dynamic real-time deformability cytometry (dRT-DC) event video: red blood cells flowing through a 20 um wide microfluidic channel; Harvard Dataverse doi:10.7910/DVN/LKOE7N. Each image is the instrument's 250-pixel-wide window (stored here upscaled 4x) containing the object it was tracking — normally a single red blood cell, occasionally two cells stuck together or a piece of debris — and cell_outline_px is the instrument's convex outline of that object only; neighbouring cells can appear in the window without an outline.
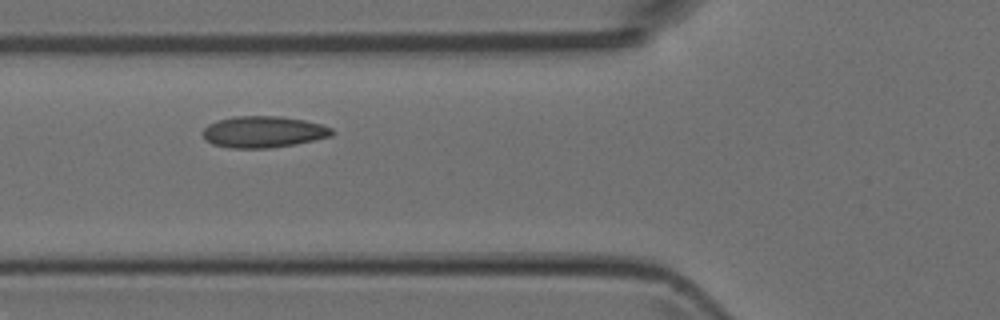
{"species": "Egyptian fruit bat (a non-hibernating species)", "species_latin": "Rousettus aegyptiacus", "temperature_condition": "room temperature", "stored_images_in_passage": 5, "camera_frame_rate_fps": 3000, "um_per_image_px": 0.085, "animal": {"sex": "female"}, "frame": {"image": 1, "passage_image": 4, "time_ms": 4.0, "image_size_px": [1000, 320], "cell_outline_px": [[336, 132], [332, 136], [316, 140], [296, 144], [268, 148], [232, 148], [212, 144], [204, 140], [200, 132], [208, 124], [220, 120], [236, 116], [280, 116], [304, 120], [320, 124], [332, 128]], "centroid_in_image_um": [22.39, 11.21], "position_along_channel_um": 103.4, "area_um2": 23.87}}
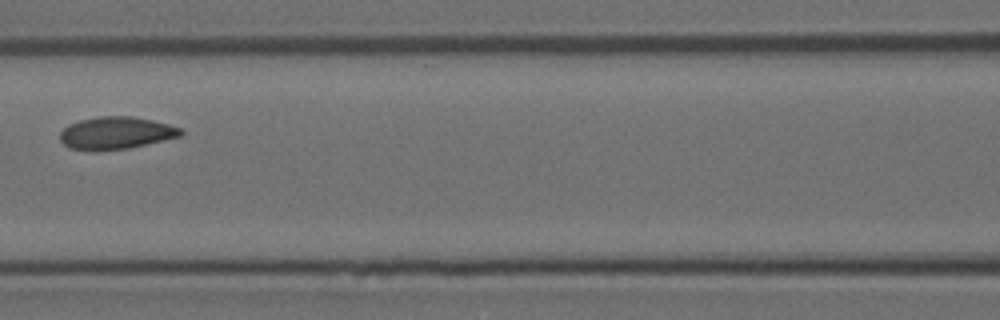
{"frame": {"image": 2, "passage_image": 5, "time_ms": 5.333, "image_size_px": [1000, 320], "cell_outline_px": [[184, 132], [180, 136], [128, 148], [68, 148], [60, 140], [60, 132], [68, 124], [80, 120], [100, 116], [132, 116], [152, 120], [168, 124], [180, 128]], "centroid_in_image_um": [9.87, 11.26], "position_along_channel_um": 156.7, "area_um2": 22.02}}